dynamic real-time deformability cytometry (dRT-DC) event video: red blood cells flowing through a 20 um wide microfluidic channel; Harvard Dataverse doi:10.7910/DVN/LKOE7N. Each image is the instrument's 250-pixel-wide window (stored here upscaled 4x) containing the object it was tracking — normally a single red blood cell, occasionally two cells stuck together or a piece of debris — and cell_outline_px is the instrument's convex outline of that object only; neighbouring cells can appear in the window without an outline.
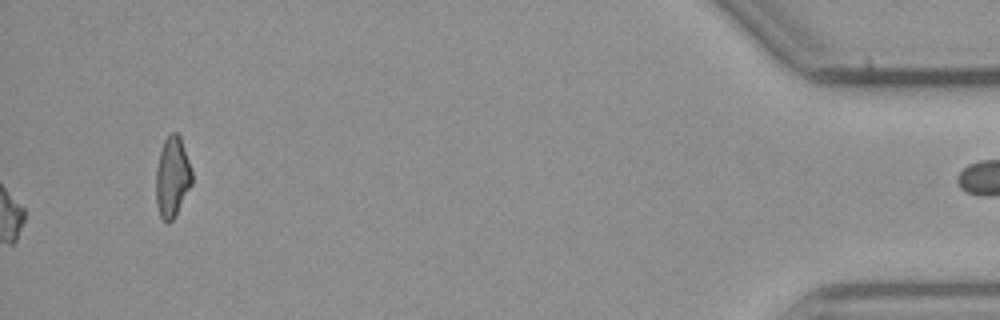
{"species": "common noctule bat (a hibernating species)", "species_latin": "Nyctalus noctula", "temperature_condition": "cold", "stored_images_in_passage": 39, "camera_frame_rate_fps": 3000, "um_per_image_px": 0.085, "animal": {"sex": "male", "body_mass_g": 23.1, "forearm_length_mm": 52.7}, "frame": {"image": 1, "passage_image": 39, "time_ms": 12.667, "image_size_px": [1000, 320], "cell_outline_px": [[192, 184], [172, 220], [168, 224], [160, 216], [156, 204], [156, 168], [160, 152], [164, 140], [172, 132], [176, 132], [180, 136], [192, 172]], "centroid_in_image_um": [14.63, 15.05], "position_along_channel_um": 420.6, "area_um2": 16.65}, "authors_computed_cell_mechanics": {"area_um2": 13.872, "velocity_mm_per_s": 3.8123, "shape_relaxation_time_tau1_ms": 3.5306, "shape_relaxation_time_tau2_ms": null, "deformation_change_tau1": 0.1018, "deformation_change_tau2": null}}